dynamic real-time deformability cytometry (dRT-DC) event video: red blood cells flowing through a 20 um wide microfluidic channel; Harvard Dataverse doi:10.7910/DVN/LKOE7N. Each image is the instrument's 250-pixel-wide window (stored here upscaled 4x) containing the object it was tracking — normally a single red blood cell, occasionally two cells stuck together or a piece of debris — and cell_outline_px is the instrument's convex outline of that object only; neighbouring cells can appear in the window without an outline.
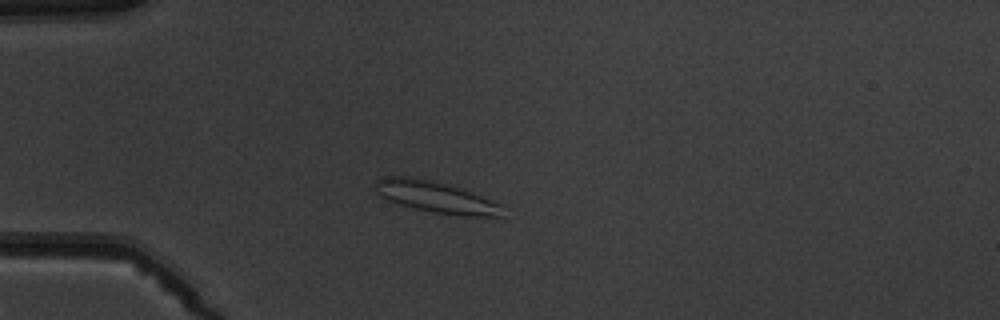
{"species": "common noctule bat (a hibernating species)", "species_latin": "Nyctalus noctula", "temperature_condition": "warm", "stored_images_in_passage": 6, "camera_frame_rate_fps": 3000, "um_per_image_px": 0.085, "animal": {"sex": "male", "body_mass_g": 19.5, "forearm_length_mm": 54.6}, "frame": {"image": 1, "passage_image": 3, "time_ms": 2.333, "image_size_px": [1000, 320], "cell_outline_px": [[504, 216], [460, 216], [432, 212], [400, 204], [388, 200], [380, 196], [376, 192], [376, 180], [388, 176], [404, 176], [432, 180], [472, 192], [504, 204]], "centroid_in_image_um": [37.12, 16.76], "position_along_channel_um": 47.9, "area_um2": 23.29}}
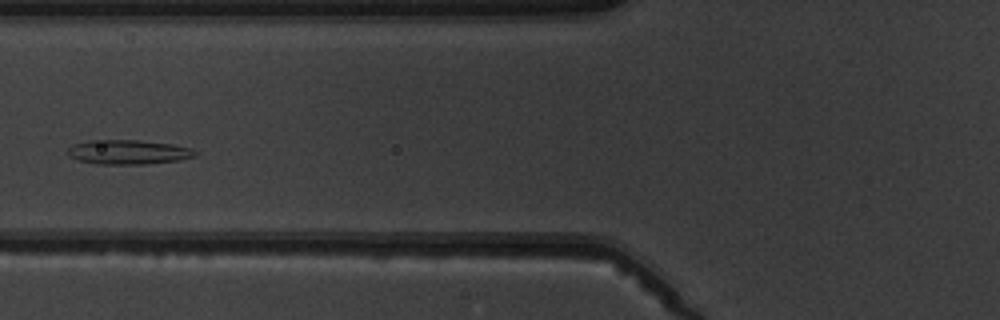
{"frame": {"image": 2, "passage_image": 5, "time_ms": 4.667, "image_size_px": [1000, 320], "cell_outline_px": [[200, 152], [196, 156], [180, 160], [148, 164], [96, 164], [80, 160], [68, 156], [68, 148], [72, 144], [88, 140], [140, 140], [172, 144], [192, 148]], "centroid_in_image_um": [10.94, 12.92], "position_along_channel_um": 114.9, "area_um2": 18.38}}
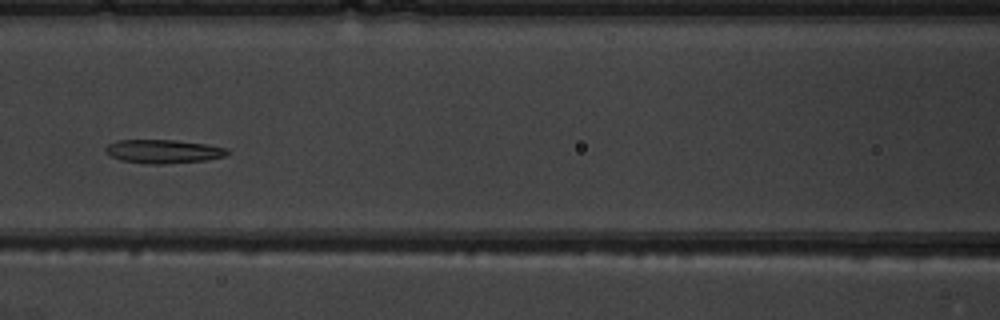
{"frame": {"image": 3, "passage_image": 6, "time_ms": 5.667, "image_size_px": [1000, 320], "cell_outline_px": [[232, 152], [224, 156], [208, 160], [164, 164], [144, 164], [120, 160], [112, 156], [104, 148], [108, 144], [116, 140], [176, 140], [208, 144], [228, 148]], "centroid_in_image_um": [13.93, 12.87], "position_along_channel_um": 152.7, "area_um2": 16.99}}